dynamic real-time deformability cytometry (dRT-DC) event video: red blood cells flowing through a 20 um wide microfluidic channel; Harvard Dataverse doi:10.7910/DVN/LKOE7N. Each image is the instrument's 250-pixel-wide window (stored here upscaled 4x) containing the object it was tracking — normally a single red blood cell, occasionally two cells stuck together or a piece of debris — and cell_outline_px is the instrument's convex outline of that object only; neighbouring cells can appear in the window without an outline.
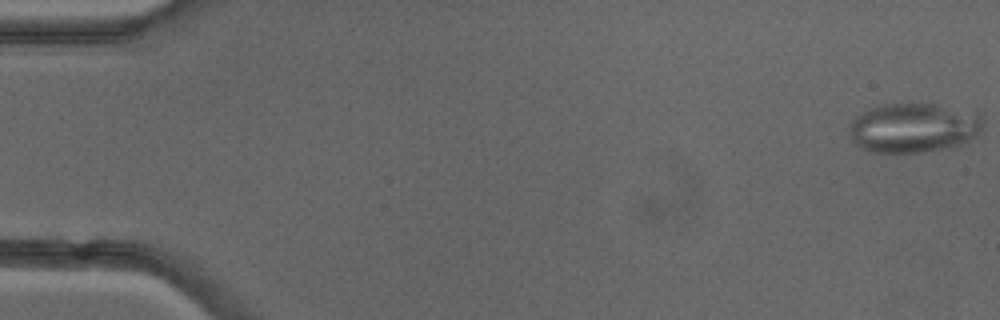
{"species": "common noctule bat (a hibernating species)", "species_latin": "Nyctalus noctula", "temperature_condition": "cold", "stored_images_in_passage": 51, "camera_frame_rate_fps": 3000, "um_per_image_px": 0.085, "animal": {"sex": "female"}, "frame": {"image": 1, "passage_image": 1, "time_ms": 0.0, "image_size_px": [1000, 320], "cell_outline_px": [[984, 120], [976, 136], [956, 148], [920, 152], [872, 152], [860, 148], [852, 140], [848, 124], [856, 116], [868, 108], [884, 104], [908, 100], [940, 104], [976, 112], [984, 116]], "centroid_in_image_um": [77.67, 10.82], "position_along_channel_um": 7.3, "area_um2": 39.94}}
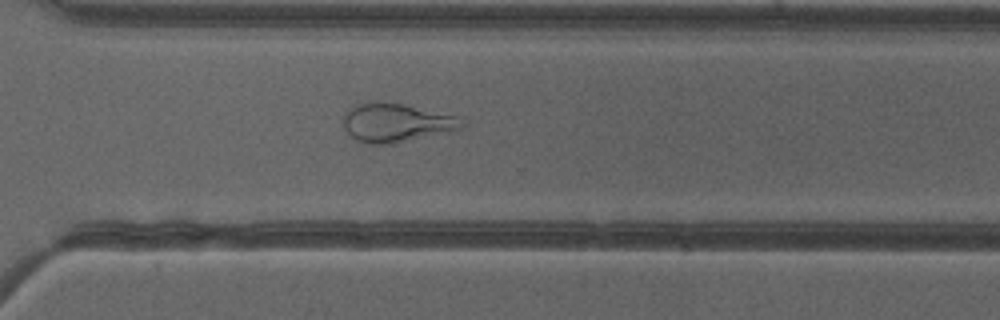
{"frame": {"image": 2, "passage_image": 37, "time_ms": 12.0, "image_size_px": [1000, 320], "cell_outline_px": [[468, 128], [448, 132], [380, 144], [368, 144], [356, 140], [344, 128], [344, 112], [348, 108], [356, 104], [404, 104], [460, 116], [468, 124]], "centroid_in_image_um": [33.77, 10.43], "position_along_channel_um": 336.8, "area_um2": 26.18}}